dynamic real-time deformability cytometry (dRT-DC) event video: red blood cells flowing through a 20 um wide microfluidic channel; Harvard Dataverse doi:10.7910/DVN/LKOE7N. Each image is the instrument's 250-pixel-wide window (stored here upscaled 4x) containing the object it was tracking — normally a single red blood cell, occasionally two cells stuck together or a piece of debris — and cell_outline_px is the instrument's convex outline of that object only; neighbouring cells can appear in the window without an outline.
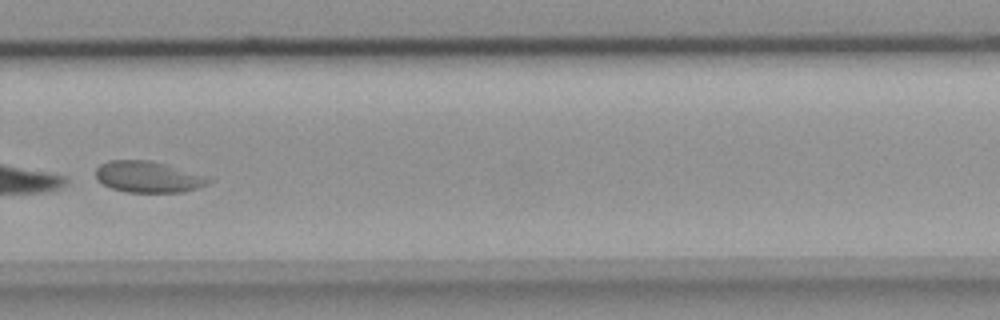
{"species": "common noctule bat (a hibernating species)", "species_latin": "Nyctalus noctula", "temperature_condition": "room temperature", "stored_images_in_passage": 34, "camera_frame_rate_fps": 3000, "um_per_image_px": 0.085, "animal": {"sex": "female", "body_mass_g": 18.4}, "frame": {"image": 1, "passage_image": 20, "time_ms": 6.333, "image_size_px": [1000, 320], "cell_outline_px": [[216, 180], [208, 184], [184, 192], [128, 192], [112, 188], [96, 180], [96, 168], [100, 164], [108, 160], [152, 160]], "centroid_in_image_um": [12.56, 15.03], "position_along_channel_um": 317.2, "area_um2": 20.4}}